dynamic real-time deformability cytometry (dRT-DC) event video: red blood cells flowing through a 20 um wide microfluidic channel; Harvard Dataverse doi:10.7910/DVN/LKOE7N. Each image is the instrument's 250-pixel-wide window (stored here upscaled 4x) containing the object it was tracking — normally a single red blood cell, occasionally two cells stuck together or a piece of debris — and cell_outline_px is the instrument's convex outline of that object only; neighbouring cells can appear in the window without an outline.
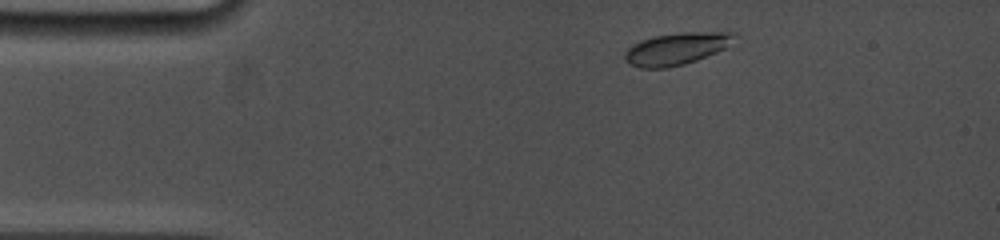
{"species": "common noctule bat (a hibernating species)", "species_latin": "Nyctalus noctula", "temperature_condition": "cold", "stored_images_in_passage": 14, "camera_frame_rate_fps": 5000, "um_per_image_px": 0.085, "animal": {"sex": "female", "body_mass_g": 19.0, "forearm_length_mm": 53.3}, "frame": {"image": 1, "passage_image": 2, "time_ms": 0.8, "image_size_px": [1000, 240], "cell_outline_px": [[732, 32], [724, 48], [716, 52], [696, 60], [684, 64], [668, 68], [640, 68], [628, 64], [624, 60], [624, 52], [628, 48], [640, 40], [656, 36], [680, 32]], "centroid_in_image_um": [57.35, 4.17], "position_along_channel_um": 27.6, "area_um2": 20.0}}
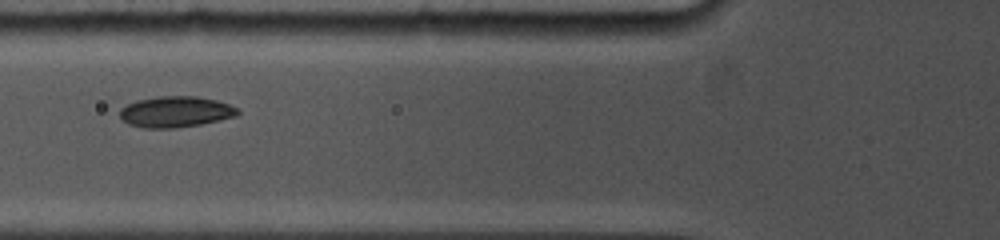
{"frame": {"image": 2, "passage_image": 11, "time_ms": 4.4, "image_size_px": [1000, 240], "cell_outline_px": [[240, 112], [236, 116], [200, 124], [176, 128], [144, 128], [128, 124], [120, 116], [120, 108], [136, 100], [160, 96], [196, 96], [216, 100], [228, 104], [236, 108]], "centroid_in_image_um": [14.9, 9.5], "position_along_channel_um": 110.9, "area_um2": 21.15}}
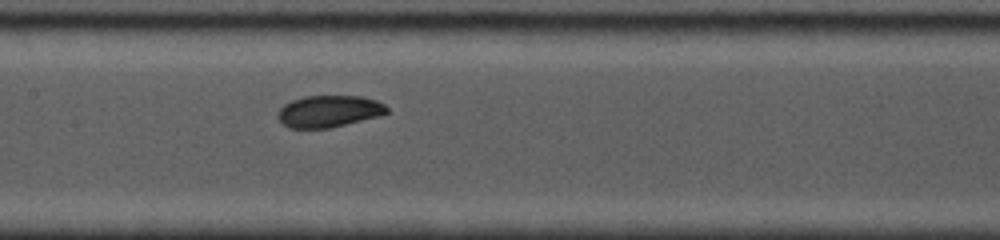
{"frame": {"image": 3, "passage_image": 14, "time_ms": 6.2, "image_size_px": [1000, 240], "cell_outline_px": [[388, 112], [380, 116], [328, 128], [288, 128], [276, 116], [280, 108], [284, 104], [292, 100], [304, 96], [364, 96], [376, 100], [384, 104], [388, 108]], "centroid_in_image_um": [27.96, 9.45], "position_along_channel_um": 179.4, "area_um2": 20.23}}